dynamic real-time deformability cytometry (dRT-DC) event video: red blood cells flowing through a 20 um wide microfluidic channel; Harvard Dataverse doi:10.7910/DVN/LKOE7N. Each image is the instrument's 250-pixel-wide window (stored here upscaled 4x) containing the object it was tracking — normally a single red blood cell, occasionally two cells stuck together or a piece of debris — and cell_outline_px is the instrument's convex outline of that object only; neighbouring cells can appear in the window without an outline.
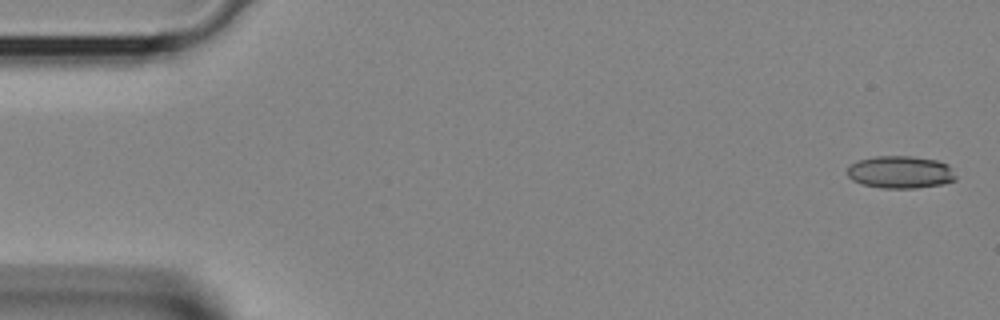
{"species": "Egyptian fruit bat (a non-hibernating species)", "species_latin": "Rousettus aegyptiacus", "temperature_condition": "room temperature", "stored_images_in_passage": 8, "camera_frame_rate_fps": 3000, "um_per_image_px": 0.085, "animal": {"sex": "female"}, "frame": {"image": 1, "passage_image": 1, "time_ms": 0.0, "image_size_px": [1000, 320], "cell_outline_px": [[956, 180], [940, 184], [916, 188], [880, 188], [860, 184], [852, 180], [848, 176], [848, 168], [852, 164], [860, 160], [876, 156], [912, 156], [936, 160], [948, 164], [952, 168], [956, 176]], "centroid_in_image_um": [76.55, 14.64], "position_along_channel_um": 8.5, "area_um2": 20.52}}